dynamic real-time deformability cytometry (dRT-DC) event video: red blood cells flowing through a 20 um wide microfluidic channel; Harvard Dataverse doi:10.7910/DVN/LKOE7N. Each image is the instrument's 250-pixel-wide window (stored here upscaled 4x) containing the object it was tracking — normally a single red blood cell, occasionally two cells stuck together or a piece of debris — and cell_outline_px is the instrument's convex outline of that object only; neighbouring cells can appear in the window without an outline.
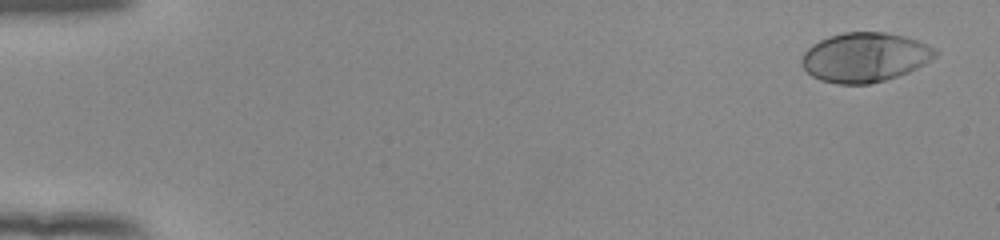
{"species": "human", "species_latin": "Homo sapiens", "temperature_condition": "room temperature", "stored_images_in_passage": 52, "camera_frame_rate_fps": 3000, "um_per_image_px": 0.085, "donor": {"sex": "female"}, "frame": {"image": 1, "passage_image": 1, "time_ms": 0.0, "image_size_px": [1000, 240], "cell_outline_px": [[940, 52], [932, 60], [908, 72], [884, 80], [868, 84], [836, 84], [820, 80], [812, 76], [804, 68], [800, 60], [804, 52], [812, 44], [828, 36], [844, 32], [888, 32], [904, 36], [928, 44], [936, 48]], "centroid_in_image_um": [73.52, 4.86], "position_along_channel_um": 11.5, "area_um2": 38.67}}
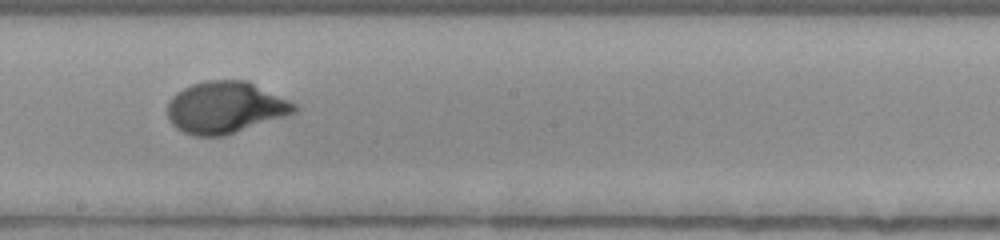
{"frame": {"image": 2, "passage_image": 30, "time_ms": 9.667, "image_size_px": [1000, 240], "cell_outline_px": [[300, 108], [296, 112], [224, 136], [192, 136], [176, 128], [168, 120], [168, 100], [176, 92], [192, 84], [208, 80], [248, 80], [296, 104]], "centroid_in_image_um": [19.13, 9.13], "position_along_channel_um": 229.1, "area_um2": 38.26}}
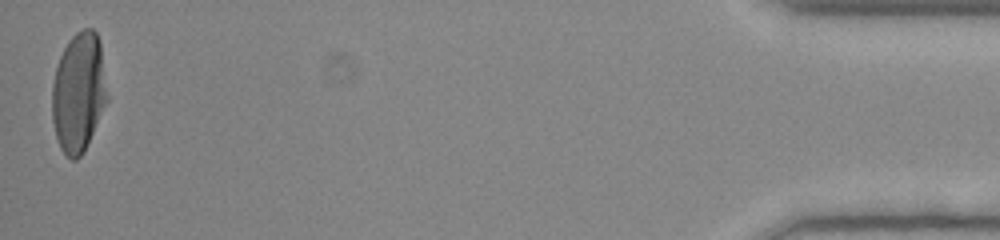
{"frame": {"image": 3, "passage_image": 52, "time_ms": 17.0, "image_size_px": [1000, 240], "cell_outline_px": [[108, 100], [84, 152], [76, 160], [72, 160], [60, 148], [56, 136], [52, 120], [52, 84], [56, 68], [60, 56], [68, 40], [76, 32], [84, 28], [92, 28], [96, 32], [100, 40]], "centroid_in_image_um": [6.68, 7.84], "position_along_channel_um": 428.5, "area_um2": 38.49}, "authors_computed_cell_mechanics": {"area_um2": 37.281, "velocity_mm_per_s": 3.8644, "shape_relaxation_time_tau1_ms": 3.07, "shape_relaxation_time_tau2_ms": null, "deformation_change_tau1": 0.1881, "deformation_change_tau2": null}}